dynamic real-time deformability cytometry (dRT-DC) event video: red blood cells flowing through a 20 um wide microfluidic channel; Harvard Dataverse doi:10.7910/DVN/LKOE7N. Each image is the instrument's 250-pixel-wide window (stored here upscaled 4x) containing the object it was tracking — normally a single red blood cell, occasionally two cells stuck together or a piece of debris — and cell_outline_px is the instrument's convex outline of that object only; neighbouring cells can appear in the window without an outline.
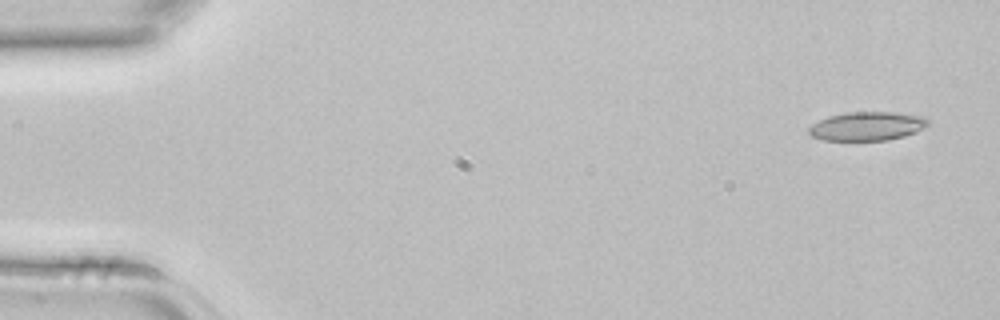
{"species": "common noctule bat (a hibernating species)", "species_latin": "Nyctalus noctula", "temperature_condition": "room temperature", "stored_images_in_passage": 3, "camera_frame_rate_fps": 3000, "um_per_image_px": 0.085, "animal": {"sex": "female", "body_mass_g": 22.7, "forearm_length_mm": 54.2}, "frame": {"image": 1, "passage_image": 1, "time_ms": 0.0, "image_size_px": [1000, 320], "cell_outline_px": [[928, 124], [924, 128], [916, 132], [904, 136], [888, 140], [820, 140], [812, 136], [808, 132], [808, 128], [812, 124], [828, 116], [848, 112], [896, 112], [924, 116], [928, 120]], "centroid_in_image_um": [73.71, 10.72], "position_along_channel_um": 11.3, "area_um2": 20.06}}